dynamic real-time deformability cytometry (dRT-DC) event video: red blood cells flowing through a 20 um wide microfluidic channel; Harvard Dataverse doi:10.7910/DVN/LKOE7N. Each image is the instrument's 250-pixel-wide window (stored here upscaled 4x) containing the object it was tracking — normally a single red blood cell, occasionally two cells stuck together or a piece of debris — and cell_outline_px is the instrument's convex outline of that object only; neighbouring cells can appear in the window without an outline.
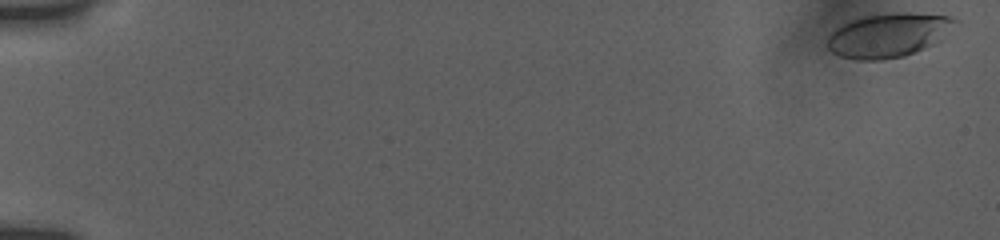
{"species": "human", "species_latin": "Homo sapiens", "temperature_condition": "room temperature", "stored_images_in_passage": 12, "camera_frame_rate_fps": 3000, "um_per_image_px": 0.085, "donor": {"sex": "female"}, "frame": {"image": 1, "passage_image": 1, "time_ms": 0.0, "image_size_px": [1000, 240], "cell_outline_px": [[960, 20], [940, 40], [932, 44], [904, 56], [884, 60], [856, 60], [840, 56], [832, 52], [828, 48], [828, 36], [836, 28], [848, 20], [864, 16], [892, 12], [908, 12], [952, 16]], "centroid_in_image_um": [75.52, 2.97], "position_along_channel_um": 9.5, "area_um2": 32.95}}
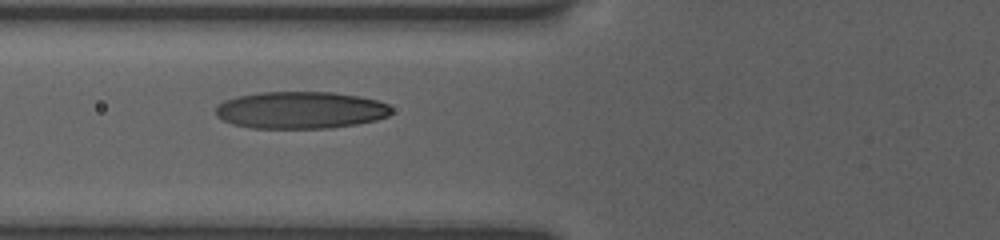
{"frame": {"image": 2, "passage_image": 11, "time_ms": 7.333, "image_size_px": [1000, 240], "cell_outline_px": [[392, 112], [388, 116], [376, 120], [356, 124], [332, 128], [252, 128], [232, 124], [216, 116], [216, 104], [224, 100], [236, 96], [264, 92], [332, 92], [360, 96], [376, 100], [388, 104], [392, 108]], "centroid_in_image_um": [25.54, 9.36], "position_along_channel_um": 100.3, "area_um2": 38.21}}
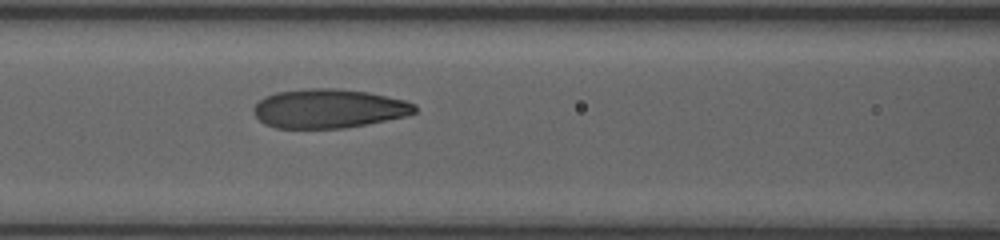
{"frame": {"image": 3, "passage_image": 12, "time_ms": 8.333, "image_size_px": [1000, 240], "cell_outline_px": [[416, 112], [408, 116], [344, 128], [276, 128], [264, 124], [252, 112], [252, 108], [264, 96], [276, 92], [308, 88], [336, 88], [368, 92], [404, 100], [416, 104]], "centroid_in_image_um": [27.93, 9.22], "position_along_channel_um": 138.7, "area_um2": 36.82}}